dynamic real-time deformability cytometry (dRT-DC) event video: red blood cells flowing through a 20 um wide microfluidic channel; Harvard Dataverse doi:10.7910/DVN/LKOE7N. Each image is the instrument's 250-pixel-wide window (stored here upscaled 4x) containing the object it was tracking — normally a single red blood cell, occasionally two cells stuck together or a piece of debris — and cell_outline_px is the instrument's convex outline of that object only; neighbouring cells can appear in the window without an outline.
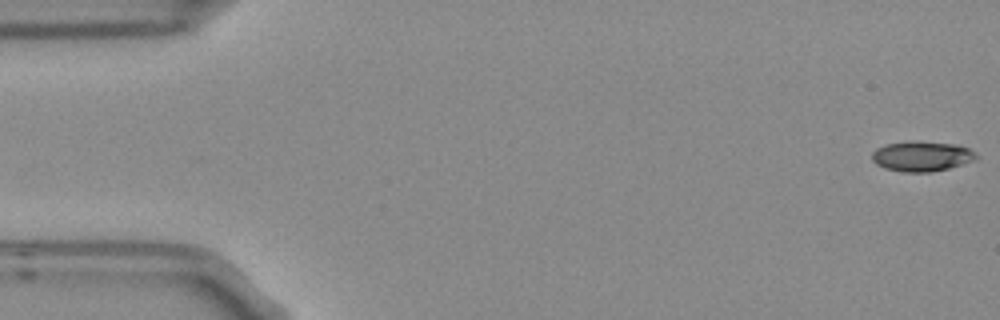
{"species": "Egyptian fruit bat (a non-hibernating species)", "species_latin": "Rousettus aegyptiacus", "temperature_condition": "room temperature", "stored_images_in_passage": 6, "segment_of_instrument_passage": [2, 2], "camera_frame_rate_fps": 3000, "um_per_image_px": 0.085, "frame": {"image": 1, "passage_image": 6, "time_ms": 1.667, "image_size_px": [1000, 320], "cell_outline_px": [[980, 156], [976, 160], [948, 168], [932, 172], [904, 172], [884, 168], [876, 164], [872, 160], [872, 152], [876, 148], [884, 144], [952, 144], [968, 148]], "centroid_in_image_um": [78.35, 13.34], "position_along_channel_um": 6.6, "area_um2": 17.46}}